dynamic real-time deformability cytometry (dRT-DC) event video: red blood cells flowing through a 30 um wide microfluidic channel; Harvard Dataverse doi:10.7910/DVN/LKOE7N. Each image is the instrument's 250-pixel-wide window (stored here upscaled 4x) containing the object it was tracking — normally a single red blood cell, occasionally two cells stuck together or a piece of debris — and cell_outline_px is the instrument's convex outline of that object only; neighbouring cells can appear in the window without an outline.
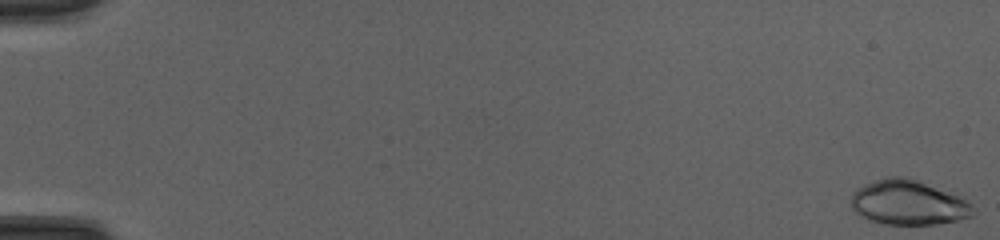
{"species": "common noctule bat (a hibernating species)", "species_latin": "Nyctalus noctula", "temperature_condition": "cold", "stored_images_in_passage": 51, "camera_frame_rate_fps": 3000, "um_per_image_px": 0.085, "animal": {"sex": "female", "body_mass_g": 20.0, "forearm_length_mm": 54.0}, "frame": {"image": 1, "passage_image": 1, "time_ms": 0.0, "image_size_px": [1000, 240], "cell_outline_px": [[972, 216], [956, 220], [936, 224], [888, 224], [868, 220], [860, 216], [852, 208], [852, 192], [856, 188], [864, 184], [884, 176], [908, 176], [968, 200], [972, 204]], "centroid_in_image_um": [77.16, 17.2], "position_along_channel_um": 7.8, "area_um2": 31.79}}
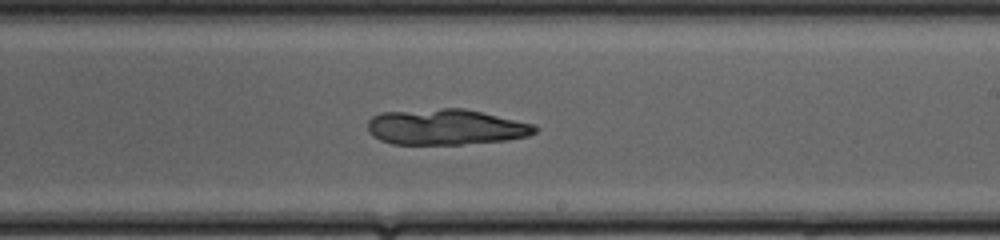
{"frame": {"image": 2, "passage_image": 32, "time_ms": 10.333, "image_size_px": [1000, 240], "cell_outline_px": [[540, 128], [536, 132], [528, 136], [508, 140], [460, 144], [392, 144], [380, 140], [372, 136], [368, 132], [368, 120], [372, 116], [380, 112], [440, 108], [464, 108], [536, 124]], "centroid_in_image_um": [37.9, 10.79], "position_along_channel_um": 251.1, "area_um2": 35.2}}
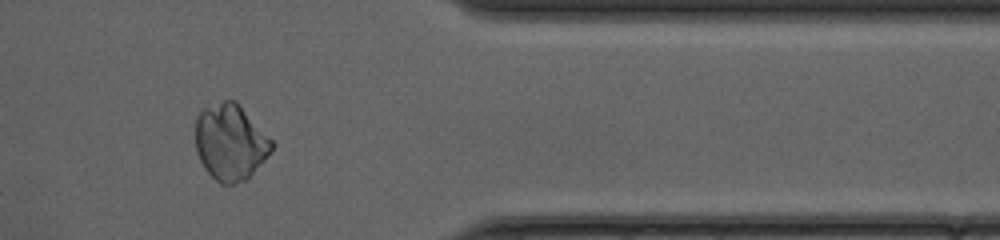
{"frame": {"image": 3, "passage_image": 43, "time_ms": 14.0, "image_size_px": [1000, 240], "cell_outline_px": [[276, 144], [264, 160], [248, 180], [232, 184], [220, 184], [204, 168], [196, 152], [196, 116], [204, 108], [224, 100], [236, 100]], "centroid_in_image_um": [19.59, 12.1], "position_along_channel_um": 391.8, "area_um2": 33.99}}